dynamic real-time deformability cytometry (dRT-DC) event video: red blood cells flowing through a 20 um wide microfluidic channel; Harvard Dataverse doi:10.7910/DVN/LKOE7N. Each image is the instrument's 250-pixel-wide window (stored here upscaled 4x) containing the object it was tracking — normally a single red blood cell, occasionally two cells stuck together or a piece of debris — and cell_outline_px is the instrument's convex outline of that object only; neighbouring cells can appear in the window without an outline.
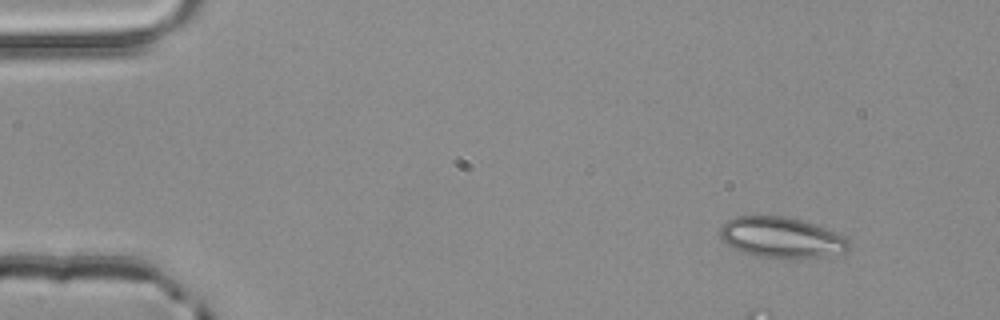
{"species": "common noctule bat (a hibernating species)", "species_latin": "Nyctalus noctula", "temperature_condition": "room temperature", "stored_images_in_passage": 3, "camera_frame_rate_fps": 3000, "um_per_image_px": 0.085, "animal": {"sex": "male", "body_mass_g": 20.4}, "frame": {"image": 1, "passage_image": 1, "time_ms": 0.0, "image_size_px": [1000, 320], "cell_outline_px": [[848, 248], [844, 252], [796, 260], [788, 260], [756, 256], [744, 252], [728, 244], [720, 236], [720, 228], [728, 220], [736, 216], [784, 216], [800, 220], [824, 228], [844, 236], [848, 240]], "centroid_in_image_um": [66.41, 20.21], "position_along_channel_um": 18.6, "area_um2": 30.35}}